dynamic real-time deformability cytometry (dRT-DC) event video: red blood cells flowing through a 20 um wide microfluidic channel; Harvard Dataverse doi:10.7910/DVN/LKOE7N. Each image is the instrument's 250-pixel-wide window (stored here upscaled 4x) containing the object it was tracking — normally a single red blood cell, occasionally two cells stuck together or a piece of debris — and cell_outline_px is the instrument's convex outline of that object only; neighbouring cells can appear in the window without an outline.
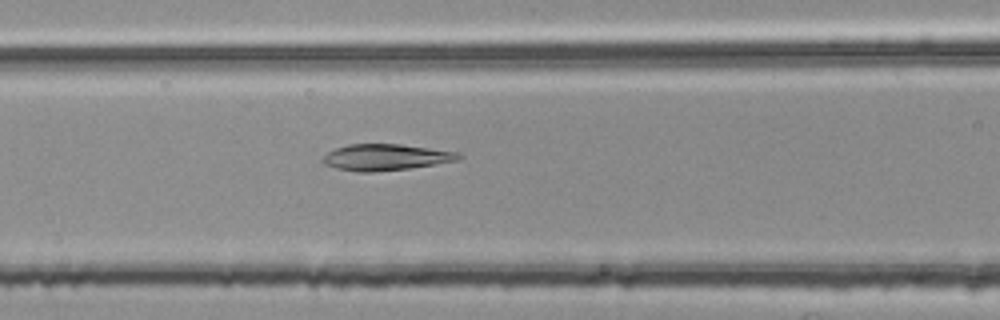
{"species": "common noctule bat (a hibernating species)", "species_latin": "Nyctalus noctula", "temperature_condition": "room temperature", "stored_images_in_passage": 45, "camera_frame_rate_fps": 3000, "um_per_image_px": 0.085, "animal": {"sex": "female", "body_mass_g": 25.1}, "frame": {"image": 1, "passage_image": 14, "time_ms": 4.333, "image_size_px": [1000, 320], "cell_outline_px": [[460, 160], [408, 168], [372, 172], [360, 172], [336, 168], [324, 164], [324, 156], [328, 152], [336, 148], [348, 144], [400, 144], [460, 152]], "centroid_in_image_um": [32.8, 13.36], "position_along_channel_um": 133.8, "area_um2": 20.58}}
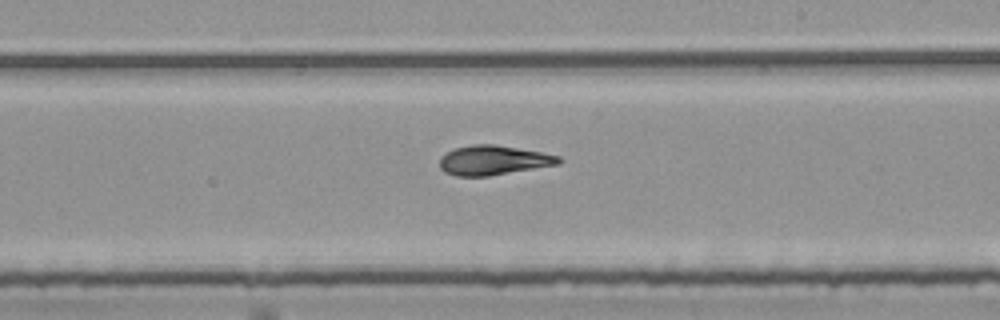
{"frame": {"image": 2, "passage_image": 23, "time_ms": 7.333, "image_size_px": [1000, 320], "cell_outline_px": [[560, 164], [488, 176], [456, 176], [444, 172], [440, 168], [440, 156], [456, 148], [472, 144], [496, 144], [540, 152], [560, 156]], "centroid_in_image_um": [41.92, 13.62], "position_along_channel_um": 247.1, "area_um2": 20.4}}
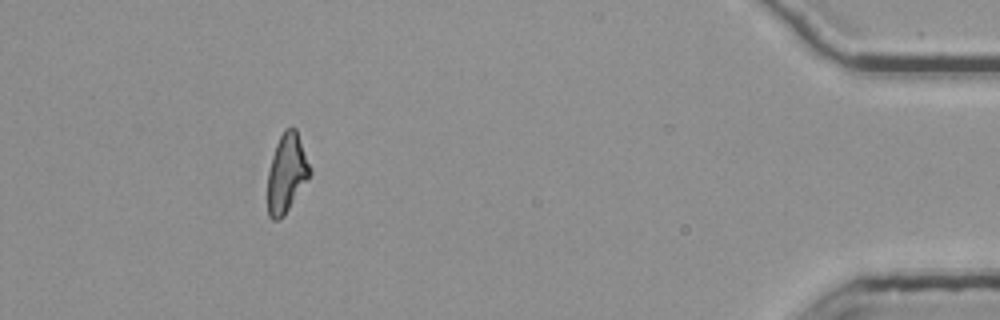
{"frame": {"image": 3, "passage_image": 41, "time_ms": 13.333, "image_size_px": [1000, 320], "cell_outline_px": [[312, 176], [284, 216], [280, 220], [272, 220], [268, 216], [268, 172], [272, 156], [276, 144], [284, 128], [296, 128], [312, 168]], "centroid_in_image_um": [24.4, 14.74], "position_along_channel_um": 410.8, "area_um2": 19.83}, "authors_computed_cell_mechanics": {"area_um2": 20.1722, "velocity_mm_per_s": 3.7902, "shape_relaxation_time_tau1_ms": 8.252, "shape_relaxation_time_tau2_ms": 3.1757, "deformation_change_tau1": 0.2339, "deformation_change_tau2": 0.0864}}